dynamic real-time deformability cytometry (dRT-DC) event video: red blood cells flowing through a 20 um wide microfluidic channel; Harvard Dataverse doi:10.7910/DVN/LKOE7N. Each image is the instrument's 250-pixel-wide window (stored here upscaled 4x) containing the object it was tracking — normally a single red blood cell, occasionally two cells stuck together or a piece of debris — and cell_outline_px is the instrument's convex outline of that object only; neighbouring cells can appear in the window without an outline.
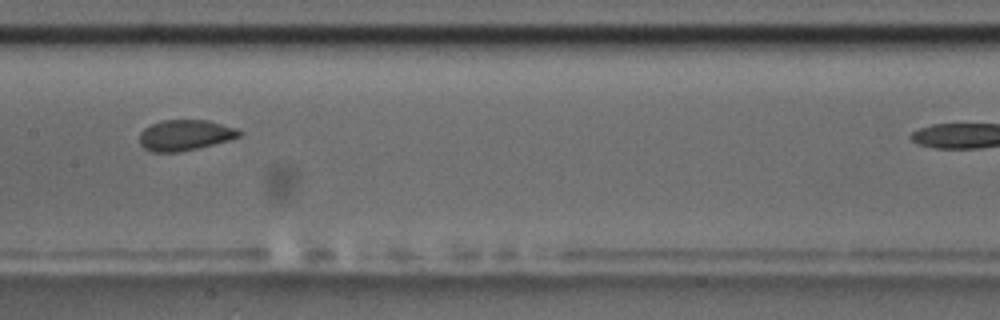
{"species": "common noctule bat (a hibernating species)", "species_latin": "Nyctalus noctula", "temperature_condition": "room temperature", "stored_images_in_passage": 10, "camera_frame_rate_fps": 3000, "um_per_image_px": 0.085, "animal": {"sex": "male", "body_mass_g": 17.5, "forearm_length_mm": 52.3}, "frame": {"image": 1, "passage_image": 7, "time_ms": 7.0, "image_size_px": [1000, 320], "cell_outline_px": [[240, 136], [228, 140], [180, 152], [152, 152], [144, 148], [140, 144], [140, 132], [144, 128], [160, 120], [208, 120], [236, 128], [240, 132]], "centroid_in_image_um": [15.68, 11.48], "position_along_channel_um": 191.7, "area_um2": 17.69}}